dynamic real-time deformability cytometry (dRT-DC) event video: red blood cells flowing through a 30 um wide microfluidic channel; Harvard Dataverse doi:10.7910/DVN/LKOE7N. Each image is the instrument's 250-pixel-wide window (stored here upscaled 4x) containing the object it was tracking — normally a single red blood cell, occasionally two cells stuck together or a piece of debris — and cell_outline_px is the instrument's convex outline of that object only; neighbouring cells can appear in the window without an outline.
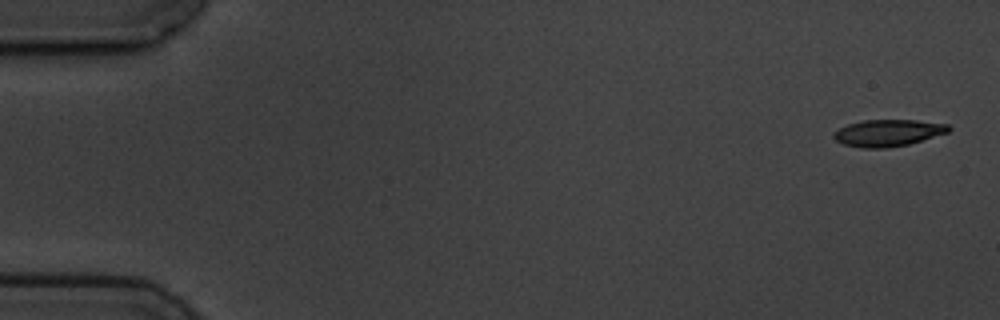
{"species": "common noctule bat (a hibernating species)", "species_latin": "Nyctalus noctula", "temperature_condition": "cold", "stored_images_in_passage": 5, "camera_frame_rate_fps": 3000, "um_per_image_px": 0.085, "animal": {"sex": "male", "body_mass_g": 19.5, "forearm_length_mm": 54.6}, "frame": {"image": 1, "passage_image": 1, "time_ms": 0.0, "image_size_px": [1000, 320], "cell_outline_px": [[952, 128], [948, 132], [908, 144], [884, 148], [860, 148], [844, 144], [836, 140], [832, 136], [832, 132], [848, 124], [864, 120], [916, 120], [948, 124]], "centroid_in_image_um": [75.46, 11.29], "position_along_channel_um": 9.5, "area_um2": 17.86}}
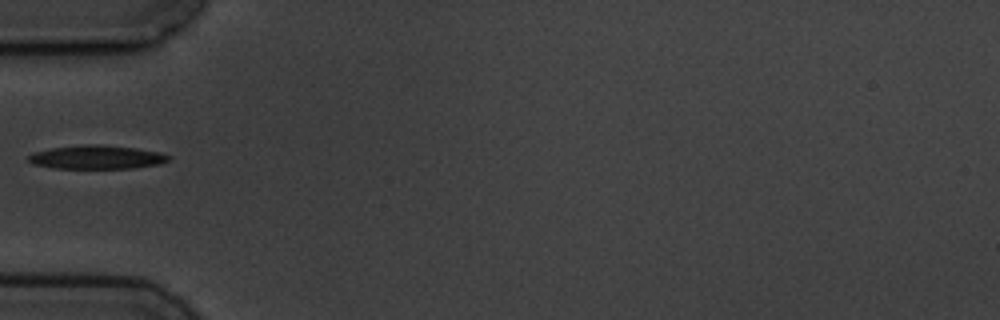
{"frame": {"image": 2, "passage_image": 5, "time_ms": 5.667, "image_size_px": [1000, 320], "cell_outline_px": [[172, 160], [160, 164], [132, 168], [52, 168], [32, 164], [28, 160], [28, 156], [32, 152], [52, 148], [84, 144], [100, 144], [136, 148], [160, 152], [172, 156]], "centroid_in_image_um": [8.25, 13.36], "position_along_channel_um": 76.8, "area_um2": 19.54}}